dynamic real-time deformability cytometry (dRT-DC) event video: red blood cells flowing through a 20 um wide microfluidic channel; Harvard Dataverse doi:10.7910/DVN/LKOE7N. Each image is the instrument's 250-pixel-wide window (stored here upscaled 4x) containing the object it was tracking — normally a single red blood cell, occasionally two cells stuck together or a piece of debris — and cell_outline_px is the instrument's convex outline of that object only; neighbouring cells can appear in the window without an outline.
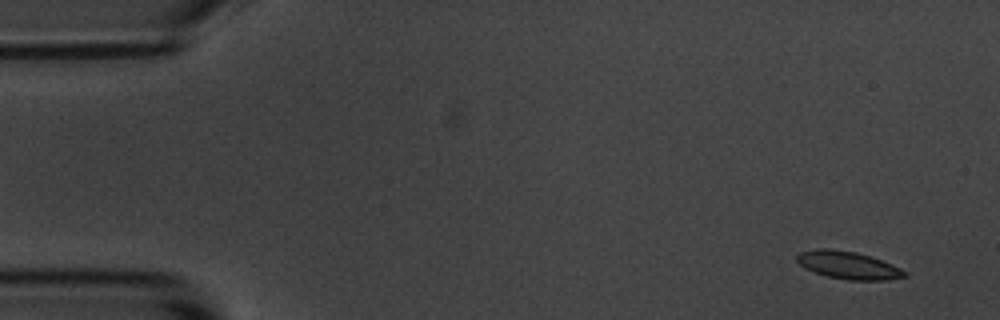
{"species": "common noctule bat (a hibernating species)", "species_latin": "Nyctalus noctula", "temperature_condition": "room temperature", "stored_images_in_passage": 5, "camera_frame_rate_fps": 3000, "um_per_image_px": 0.085, "animal": {"sex": "male", "body_mass_g": 20.1, "forearm_length_mm": 53.5}, "frame": {"image": 1, "passage_image": 1, "time_ms": 0.0, "image_size_px": [1000, 320], "cell_outline_px": [[908, 276], [884, 280], [848, 280], [828, 276], [804, 268], [796, 260], [796, 256], [800, 252], [820, 248], [828, 248], [856, 252], [872, 256], [892, 264], [908, 272]], "centroid_in_image_um": [72.12, 22.53], "position_along_channel_um": 12.9, "area_um2": 17.34}}
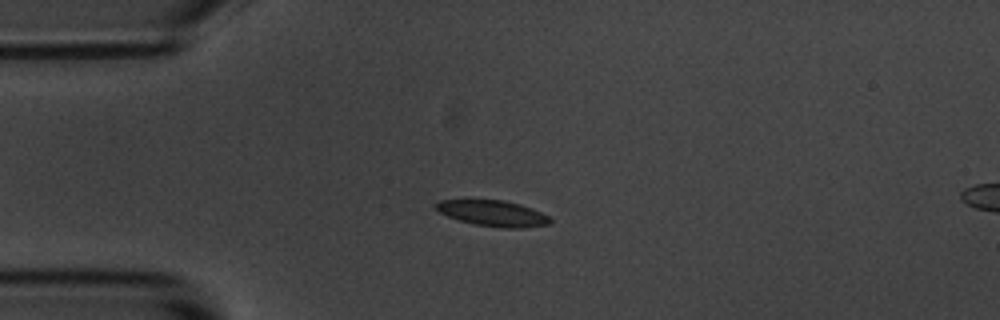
{"frame": {"image": 2, "passage_image": 4, "time_ms": 3.333, "image_size_px": [1000, 320], "cell_outline_px": [[552, 224], [524, 228], [504, 228], [472, 224], [448, 216], [440, 212], [432, 204], [440, 200], [468, 196], [504, 200], [520, 204], [532, 208], [548, 216], [552, 220]], "centroid_in_image_um": [41.82, 18.07], "position_along_channel_um": 43.2, "area_um2": 18.21}}